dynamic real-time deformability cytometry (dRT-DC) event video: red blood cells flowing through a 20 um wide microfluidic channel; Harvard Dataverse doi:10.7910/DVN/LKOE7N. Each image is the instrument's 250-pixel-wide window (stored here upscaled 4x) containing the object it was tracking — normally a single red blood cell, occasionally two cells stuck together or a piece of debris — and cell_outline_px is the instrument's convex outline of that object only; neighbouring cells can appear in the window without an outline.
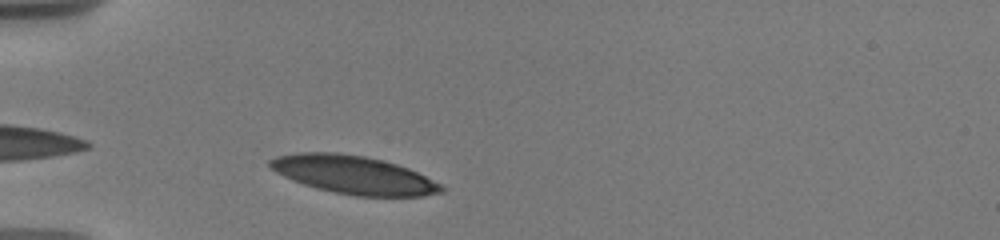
{"species": "human", "species_latin": "Homo sapiens", "temperature_condition": "warm", "stored_images_in_passage": 6, "camera_frame_rate_fps": 3000, "um_per_image_px": 0.085, "donor": {"sex": "male"}, "frame": {"image": 1, "passage_image": 3, "time_ms": 0.667, "image_size_px": [1000, 240], "cell_outline_px": [[444, 192], [424, 196], [356, 196], [316, 188], [292, 180], [276, 172], [268, 164], [268, 160], [276, 156], [300, 152], [336, 152], [364, 156], [384, 160], [408, 168], [444, 184]], "centroid_in_image_um": [30.09, 14.86], "position_along_channel_um": 54.9, "area_um2": 38.21}}
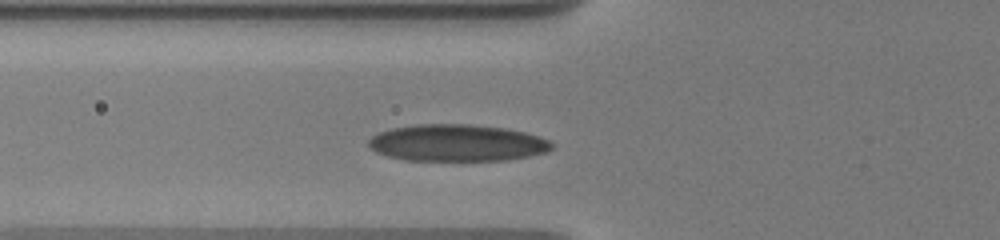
{"frame": {"image": 2, "passage_image": 6, "time_ms": 2.0, "image_size_px": [1000, 240], "cell_outline_px": [[556, 144], [548, 152], [528, 156], [504, 160], [404, 160], [388, 156], [376, 152], [368, 144], [368, 140], [372, 136], [380, 132], [392, 128], [416, 124], [472, 124], [504, 128], [524, 132], [540, 136], [552, 140]], "centroid_in_image_um": [38.9, 12.14], "position_along_channel_um": 86.9, "area_um2": 39.48}}